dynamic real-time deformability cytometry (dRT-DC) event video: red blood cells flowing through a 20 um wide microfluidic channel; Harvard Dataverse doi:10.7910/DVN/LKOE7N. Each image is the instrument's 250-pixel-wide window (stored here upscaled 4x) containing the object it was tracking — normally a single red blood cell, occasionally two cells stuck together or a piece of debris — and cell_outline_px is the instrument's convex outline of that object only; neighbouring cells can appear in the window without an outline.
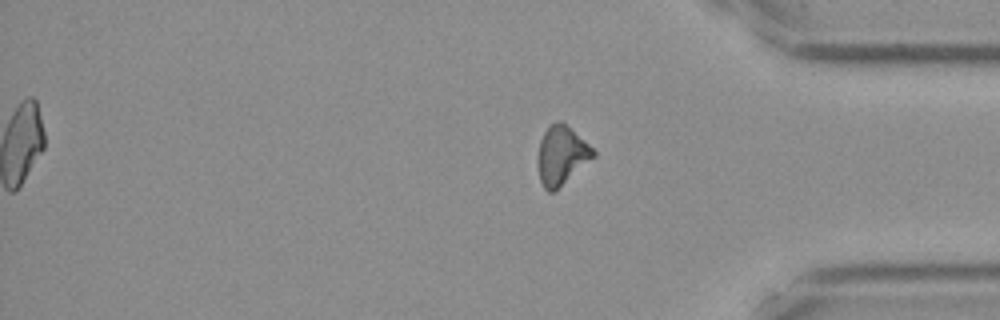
{"species": "Egyptian fruit bat (a non-hibernating species)", "species_latin": "Rousettus aegyptiacus", "temperature_condition": "cold", "stored_images_in_passage": 16, "segment_of_instrument_passage": [2, 2], "camera_frame_rate_fps": 3000, "um_per_image_px": 0.085, "frame": {"image": 1, "passage_image": 16, "time_ms": 5.0, "image_size_px": [1000, 320], "cell_outline_px": [[596, 156], [552, 192], [548, 192], [544, 188], [540, 180], [536, 164], [536, 156], [540, 140], [544, 132], [556, 120], [564, 120], [596, 152]], "centroid_in_image_um": [47.7, 13.17], "position_along_channel_um": 387.5, "area_um2": 19.13}}